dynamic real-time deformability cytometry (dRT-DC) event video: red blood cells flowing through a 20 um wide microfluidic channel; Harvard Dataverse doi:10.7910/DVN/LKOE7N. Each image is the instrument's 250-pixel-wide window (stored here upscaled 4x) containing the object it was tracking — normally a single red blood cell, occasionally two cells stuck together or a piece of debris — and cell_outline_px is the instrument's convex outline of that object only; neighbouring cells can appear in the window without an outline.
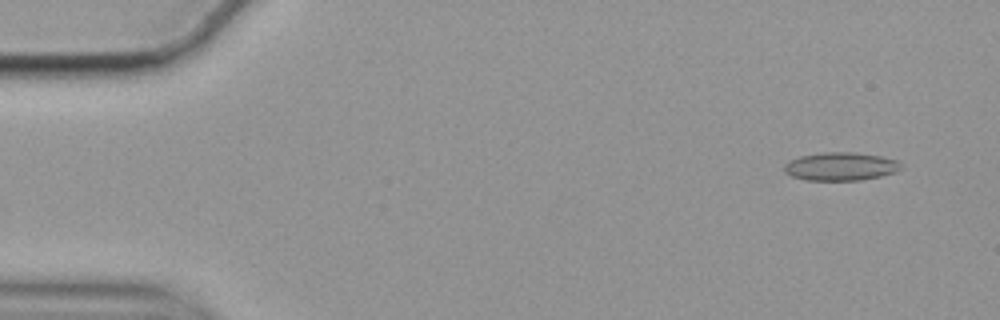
{"species": "common noctule bat (a hibernating species)", "species_latin": "Nyctalus noctula", "temperature_condition": "cold", "stored_images_in_passage": 57, "camera_frame_rate_fps": 3000, "um_per_image_px": 0.085, "animal": {"sex": "female", "body_mass_g": 19.9}, "frame": {"image": 1, "passage_image": 4, "time_ms": 1.0, "image_size_px": [1000, 320], "cell_outline_px": [[900, 168], [896, 172], [880, 176], [860, 180], [804, 180], [792, 176], [784, 172], [784, 164], [788, 160], [800, 156], [824, 152], [852, 152], [880, 156], [896, 160], [900, 164]], "centroid_in_image_um": [71.4, 14.15], "position_along_channel_um": 13.6, "area_um2": 19.13}}
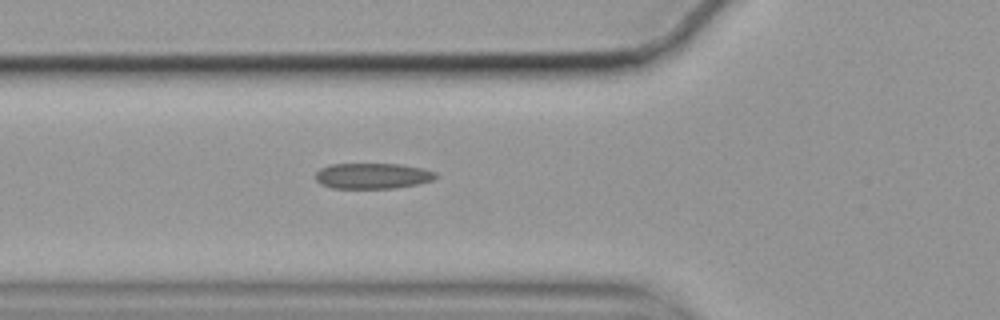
{"frame": {"image": 2, "passage_image": 20, "time_ms": 6.333, "image_size_px": [1000, 320], "cell_outline_px": [[440, 176], [432, 180], [416, 184], [396, 188], [332, 188], [320, 184], [316, 180], [316, 172], [320, 168], [328, 164], [400, 164], [424, 168], [436, 172]], "centroid_in_image_um": [31.68, 14.94], "position_along_channel_um": 94.1, "area_um2": 18.15}}
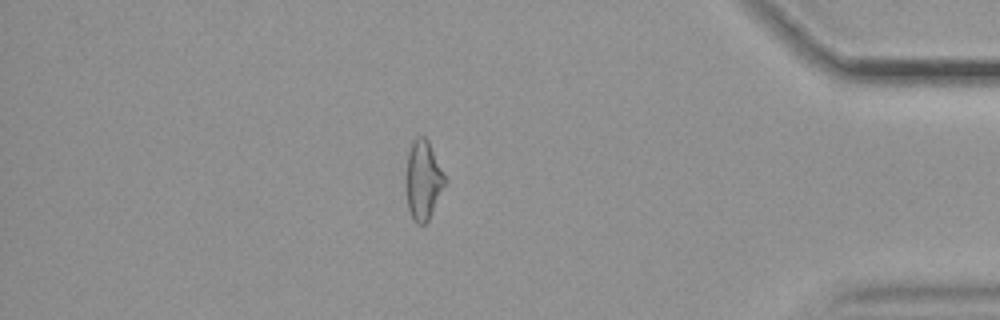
{"frame": {"image": 3, "passage_image": 49, "time_ms": 16.0, "image_size_px": [1000, 320], "cell_outline_px": [[448, 180], [428, 220], [424, 224], [416, 224], [412, 220], [408, 208], [404, 188], [404, 176], [408, 152], [412, 140], [416, 136], [424, 136], [428, 140]], "centroid_in_image_um": [35.94, 15.3], "position_along_channel_um": 399.3, "area_um2": 18.67}, "authors_computed_cell_mechanics": {"area_um2": 18.3226, "velocity_mm_per_s": 3.5352, "shape_relaxation_time_tau1_ms": null, "shape_relaxation_time_tau2_ms": 2.4705, "deformation_change_tau1": null, "deformation_change_tau2": 0.1015}}